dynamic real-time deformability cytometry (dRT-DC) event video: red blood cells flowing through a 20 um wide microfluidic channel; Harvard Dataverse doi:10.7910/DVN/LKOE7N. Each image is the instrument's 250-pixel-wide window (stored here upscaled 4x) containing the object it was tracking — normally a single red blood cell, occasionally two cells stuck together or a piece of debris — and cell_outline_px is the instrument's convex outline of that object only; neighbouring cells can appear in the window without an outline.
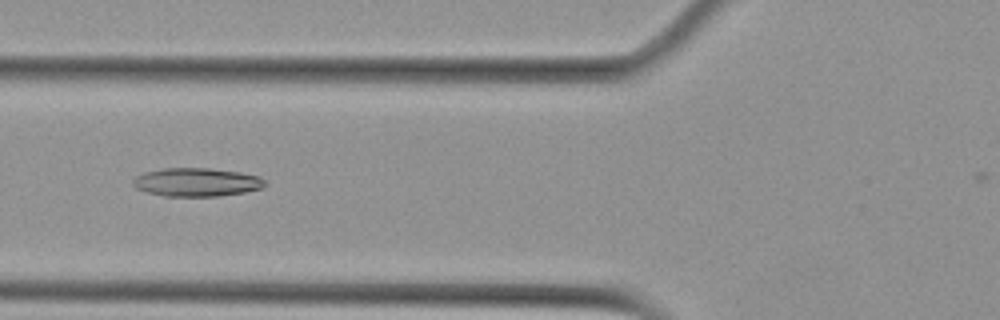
{"species": "Egyptian fruit bat (a non-hibernating species)", "species_latin": "Rousettus aegyptiacus", "temperature_condition": "cold", "stored_images_in_passage": 7, "camera_frame_rate_fps": 3000, "um_per_image_px": 0.085, "animal": {"sex": "female"}, "frame": {"image": 1, "passage_image": 5, "time_ms": 6.333, "image_size_px": [1000, 320], "cell_outline_px": [[268, 184], [260, 188], [244, 192], [220, 196], [164, 196], [148, 192], [136, 188], [132, 184], [132, 180], [136, 176], [144, 172], [164, 168], [212, 168], [240, 172], [260, 176]], "centroid_in_image_um": [16.72, 15.48], "position_along_channel_um": 109.1, "area_um2": 21.96}}
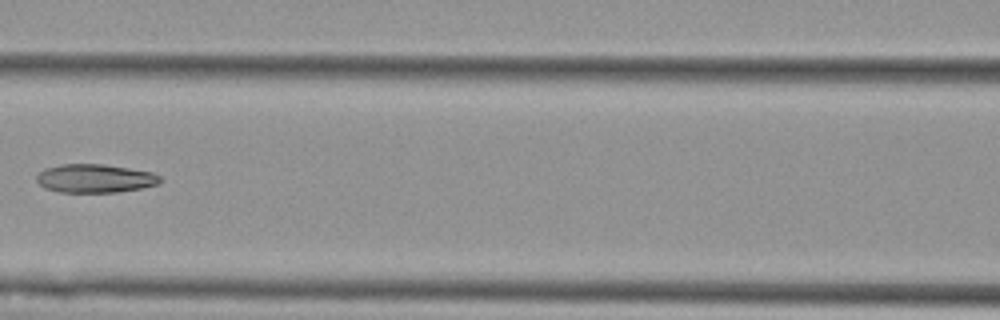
{"frame": {"image": 2, "passage_image": 6, "time_ms": 7.667, "image_size_px": [1000, 320], "cell_outline_px": [[164, 180], [156, 184], [140, 188], [116, 192], [60, 192], [44, 188], [36, 180], [36, 172], [44, 168], [60, 164], [104, 164], [152, 172], [160, 176]], "centroid_in_image_um": [8.03, 15.15], "position_along_channel_um": 158.6, "area_um2": 20.63}}
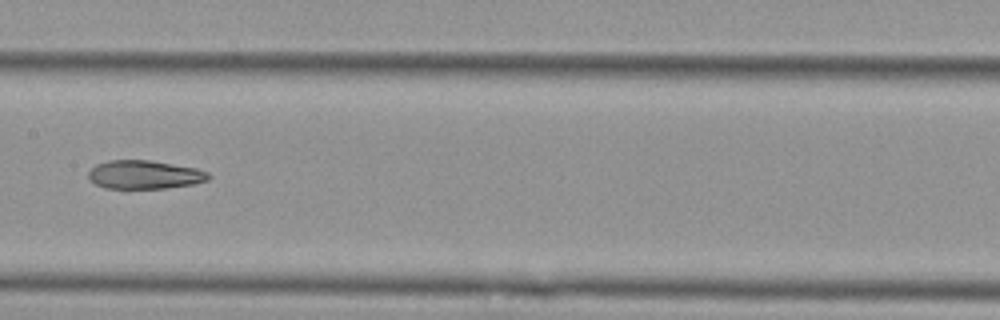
{"frame": {"image": 3, "passage_image": 7, "time_ms": 8.667, "image_size_px": [1000, 320], "cell_outline_px": [[212, 176], [208, 180], [192, 184], [168, 188], [104, 188], [88, 180], [88, 172], [96, 164], [108, 160], [148, 160], [196, 168], [208, 172]], "centroid_in_image_um": [12.27, 14.85], "position_along_channel_um": 195.1, "area_um2": 20.0}}